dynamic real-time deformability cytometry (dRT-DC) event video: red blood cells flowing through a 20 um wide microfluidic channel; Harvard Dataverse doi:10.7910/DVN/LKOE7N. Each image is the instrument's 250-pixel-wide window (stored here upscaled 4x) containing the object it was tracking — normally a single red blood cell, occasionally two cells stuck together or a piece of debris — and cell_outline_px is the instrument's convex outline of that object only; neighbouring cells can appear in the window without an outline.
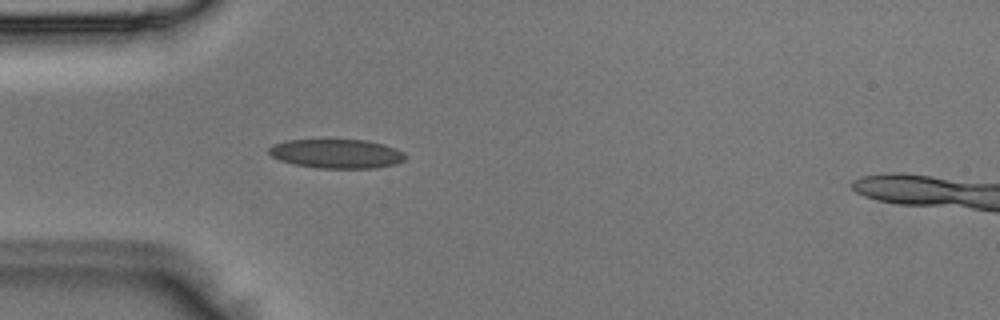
{"species": "Egyptian fruit bat (a non-hibernating species)", "species_latin": "Rousettus aegyptiacus", "temperature_condition": "room temperature", "stored_images_in_passage": 3, "camera_frame_rate_fps": 3000, "um_per_image_px": 0.085, "animal": {"sex": "male"}, "frame": {"image": 1, "passage_image": 3, "time_ms": 0.667, "image_size_px": [1000, 320], "cell_outline_px": [[408, 156], [404, 160], [396, 164], [376, 168], [320, 168], [296, 164], [280, 160], [272, 156], [268, 152], [268, 148], [272, 144], [288, 140], [368, 140], [384, 144], [396, 148], [404, 152]], "centroid_in_image_um": [28.66, 13.06], "position_along_channel_um": 56.3, "area_um2": 23.24}}